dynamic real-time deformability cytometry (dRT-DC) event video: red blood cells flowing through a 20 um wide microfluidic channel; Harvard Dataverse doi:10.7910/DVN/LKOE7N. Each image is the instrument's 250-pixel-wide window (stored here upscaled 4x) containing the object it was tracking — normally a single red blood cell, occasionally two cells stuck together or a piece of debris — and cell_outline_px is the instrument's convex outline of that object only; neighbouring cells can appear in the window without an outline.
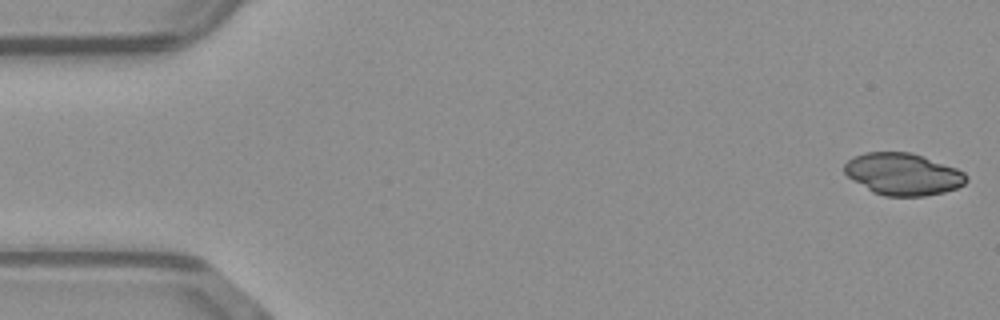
{"species": "common noctule bat (a hibernating species)", "species_latin": "Nyctalus noctula", "temperature_condition": "warm", "stored_images_in_passage": 2, "camera_frame_rate_fps": 3000, "um_per_image_px": 0.085, "animal": {"sex": "male", "body_mass_g": 23.1, "forearm_length_mm": 52.7}, "frame": {"image": 1, "passage_image": 1, "time_ms": 0.0, "image_size_px": [1000, 320], "cell_outline_px": [[968, 180], [964, 184], [956, 188], [944, 192], [924, 196], [884, 196], [872, 192], [852, 180], [844, 172], [844, 164], [852, 156], [864, 152], [912, 152], [924, 156], [956, 168], [964, 172], [968, 176]], "centroid_in_image_um": [76.74, 14.79], "position_along_channel_um": 8.3, "area_um2": 30.06}}